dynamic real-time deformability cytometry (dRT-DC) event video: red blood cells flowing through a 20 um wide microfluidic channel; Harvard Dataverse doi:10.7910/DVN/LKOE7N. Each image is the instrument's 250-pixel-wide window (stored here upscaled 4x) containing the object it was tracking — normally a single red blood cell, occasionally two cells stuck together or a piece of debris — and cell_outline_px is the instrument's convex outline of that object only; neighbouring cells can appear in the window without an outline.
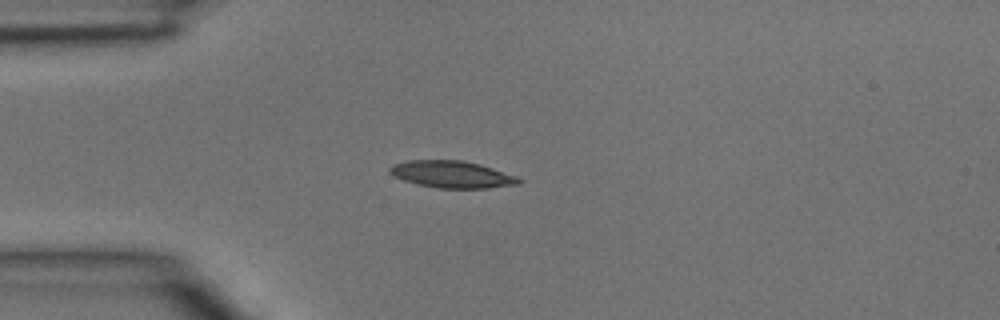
{"species": "common noctule bat (a hibernating species)", "species_latin": "Nyctalus noctula", "temperature_condition": "room temperature", "stored_images_in_passage": 3, "camera_frame_rate_fps": 3000, "um_per_image_px": 0.085, "animal": {"sex": "male", "body_mass_g": 15.6}, "frame": {"image": 1, "passage_image": 2, "time_ms": 0.333, "image_size_px": [1000, 320], "cell_outline_px": [[524, 180], [520, 184], [488, 188], [436, 188], [404, 180], [388, 172], [388, 168], [392, 164], [408, 160], [460, 160], [480, 164], [516, 176]], "centroid_in_image_um": [38.43, 14.82], "position_along_channel_um": 46.6, "area_um2": 20.23}}
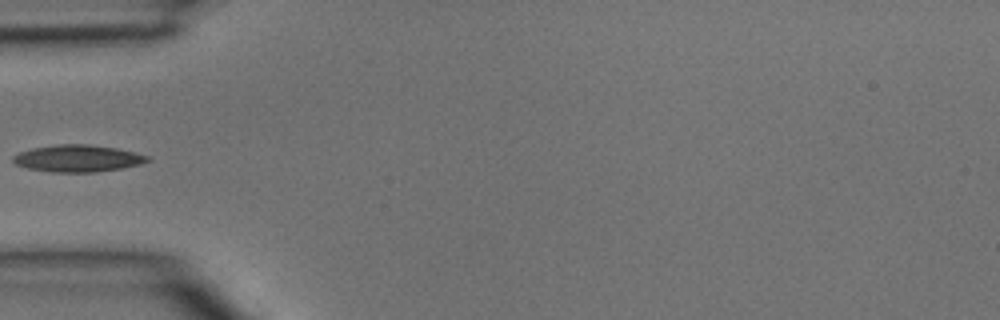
{"frame": {"image": 2, "passage_image": 3, "time_ms": 0.667, "image_size_px": [1000, 320], "cell_outline_px": [[152, 160], [140, 164], [120, 168], [96, 172], [52, 172], [28, 168], [16, 164], [12, 160], [12, 156], [20, 152], [32, 148], [56, 144], [88, 144], [116, 148], [152, 156]], "centroid_in_image_um": [6.63, 13.46], "position_along_channel_um": 78.4, "area_um2": 21.15}}